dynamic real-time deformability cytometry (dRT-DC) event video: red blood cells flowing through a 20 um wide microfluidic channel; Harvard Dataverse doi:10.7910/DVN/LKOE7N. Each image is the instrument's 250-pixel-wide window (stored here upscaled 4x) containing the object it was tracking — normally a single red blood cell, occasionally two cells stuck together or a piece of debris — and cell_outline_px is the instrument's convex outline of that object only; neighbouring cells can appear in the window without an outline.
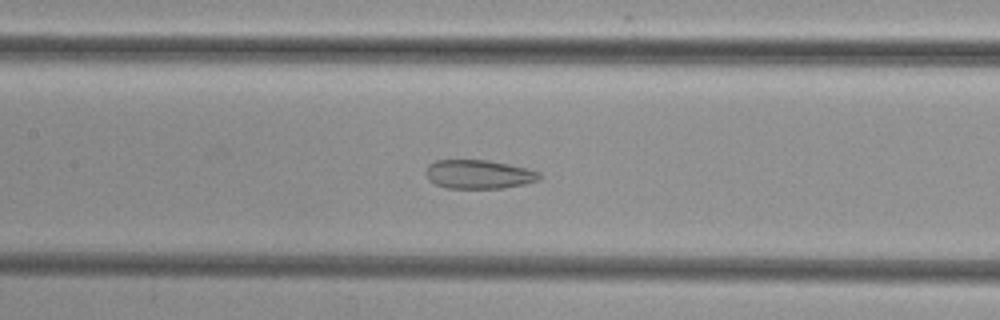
{"species": "common noctule bat (a hibernating species)", "species_latin": "Nyctalus noctula", "temperature_condition": "cold", "stored_images_in_passage": 50, "camera_frame_rate_fps": 3000, "um_per_image_px": 0.085, "animal": {"sex": "female", "body_mass_g": 29.2, "forearm_length_mm": 56.3}, "frame": {"image": 1, "passage_image": 23, "time_ms": 7.333, "image_size_px": [1000, 320], "cell_outline_px": [[544, 176], [540, 180], [524, 184], [504, 188], [448, 188], [436, 184], [428, 180], [424, 172], [428, 164], [436, 160], [488, 160], [528, 168], [540, 172]], "centroid_in_image_um": [40.71, 14.81], "position_along_channel_um": 166.7, "area_um2": 19.36}}
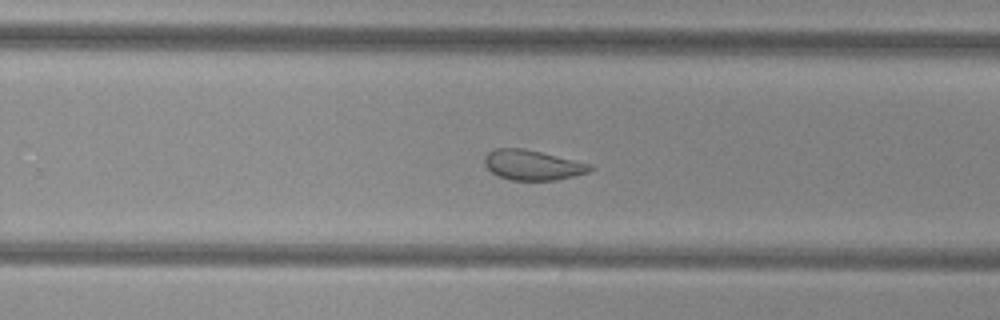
{"frame": {"image": 2, "passage_image": 32, "time_ms": 10.333, "image_size_px": [1000, 320], "cell_outline_px": [[592, 168], [588, 172], [556, 180], [512, 180], [496, 176], [484, 164], [484, 156], [488, 152], [496, 148], [524, 148], [592, 164]], "centroid_in_image_um": [45.23, 14.02], "position_along_channel_um": 284.6, "area_um2": 18.44}}
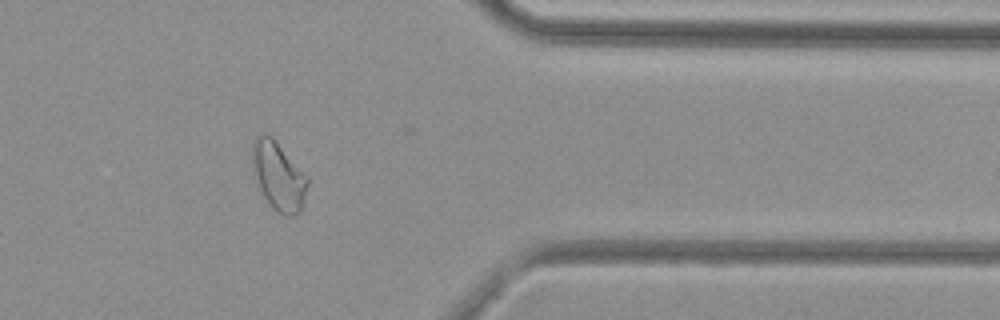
{"frame": {"image": 3, "passage_image": 41, "time_ms": 13.333, "image_size_px": [1000, 320], "cell_outline_px": [[308, 184], [300, 212], [292, 216], [284, 216], [276, 212], [272, 208], [256, 184], [252, 164], [252, 144], [256, 136], [260, 132], [264, 132], [272, 136], [308, 176]], "centroid_in_image_um": [23.65, 14.95], "position_along_channel_um": 387.7, "area_um2": 22.37}}